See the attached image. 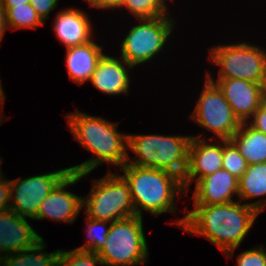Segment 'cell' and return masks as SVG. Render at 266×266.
<instances>
[{
	"mask_svg": "<svg viewBox=\"0 0 266 266\" xmlns=\"http://www.w3.org/2000/svg\"><path fill=\"white\" fill-rule=\"evenodd\" d=\"M239 179L225 169L202 178L195 184L192 195L194 205L226 204L238 198Z\"/></svg>",
	"mask_w": 266,
	"mask_h": 266,
	"instance_id": "obj_16",
	"label": "cell"
},
{
	"mask_svg": "<svg viewBox=\"0 0 266 266\" xmlns=\"http://www.w3.org/2000/svg\"><path fill=\"white\" fill-rule=\"evenodd\" d=\"M7 29L8 25H7L6 10L4 8V5L2 4V1L0 0V43Z\"/></svg>",
	"mask_w": 266,
	"mask_h": 266,
	"instance_id": "obj_32",
	"label": "cell"
},
{
	"mask_svg": "<svg viewBox=\"0 0 266 266\" xmlns=\"http://www.w3.org/2000/svg\"><path fill=\"white\" fill-rule=\"evenodd\" d=\"M4 117H5V116H3V115L1 116V114H0V124L3 123V122L5 121V120H4Z\"/></svg>",
	"mask_w": 266,
	"mask_h": 266,
	"instance_id": "obj_35",
	"label": "cell"
},
{
	"mask_svg": "<svg viewBox=\"0 0 266 266\" xmlns=\"http://www.w3.org/2000/svg\"><path fill=\"white\" fill-rule=\"evenodd\" d=\"M86 236L88 241H86L82 246L75 248L80 251H91L99 253L106 242L107 236L109 234V228L111 222L94 220L86 216ZM109 223V226L107 225Z\"/></svg>",
	"mask_w": 266,
	"mask_h": 266,
	"instance_id": "obj_24",
	"label": "cell"
},
{
	"mask_svg": "<svg viewBox=\"0 0 266 266\" xmlns=\"http://www.w3.org/2000/svg\"><path fill=\"white\" fill-rule=\"evenodd\" d=\"M202 92L191 113L192 119L205 131L212 132L210 139L230 140L242 122L235 115L219 87L205 76Z\"/></svg>",
	"mask_w": 266,
	"mask_h": 266,
	"instance_id": "obj_9",
	"label": "cell"
},
{
	"mask_svg": "<svg viewBox=\"0 0 266 266\" xmlns=\"http://www.w3.org/2000/svg\"><path fill=\"white\" fill-rule=\"evenodd\" d=\"M263 104L266 106V95L264 97Z\"/></svg>",
	"mask_w": 266,
	"mask_h": 266,
	"instance_id": "obj_37",
	"label": "cell"
},
{
	"mask_svg": "<svg viewBox=\"0 0 266 266\" xmlns=\"http://www.w3.org/2000/svg\"><path fill=\"white\" fill-rule=\"evenodd\" d=\"M222 91L225 99L241 122H247L263 104L266 87L239 78H217L206 75Z\"/></svg>",
	"mask_w": 266,
	"mask_h": 266,
	"instance_id": "obj_13",
	"label": "cell"
},
{
	"mask_svg": "<svg viewBox=\"0 0 266 266\" xmlns=\"http://www.w3.org/2000/svg\"><path fill=\"white\" fill-rule=\"evenodd\" d=\"M69 131L82 148L93 153L85 162L70 166V172L89 176L98 166L109 165L122 168L128 160V134L119 132L118 122H110L100 116H92L78 109L65 116Z\"/></svg>",
	"mask_w": 266,
	"mask_h": 266,
	"instance_id": "obj_2",
	"label": "cell"
},
{
	"mask_svg": "<svg viewBox=\"0 0 266 266\" xmlns=\"http://www.w3.org/2000/svg\"><path fill=\"white\" fill-rule=\"evenodd\" d=\"M5 10L8 28L13 31L22 28L37 29L45 24L30 3H24V5L14 6L13 8H5Z\"/></svg>",
	"mask_w": 266,
	"mask_h": 266,
	"instance_id": "obj_22",
	"label": "cell"
},
{
	"mask_svg": "<svg viewBox=\"0 0 266 266\" xmlns=\"http://www.w3.org/2000/svg\"><path fill=\"white\" fill-rule=\"evenodd\" d=\"M10 186L11 180L0 174V212L10 209Z\"/></svg>",
	"mask_w": 266,
	"mask_h": 266,
	"instance_id": "obj_29",
	"label": "cell"
},
{
	"mask_svg": "<svg viewBox=\"0 0 266 266\" xmlns=\"http://www.w3.org/2000/svg\"><path fill=\"white\" fill-rule=\"evenodd\" d=\"M120 170L124 172L120 175L129 184L135 215L143 218L142 210L153 216L177 213L175 198L186 195L181 177L164 169L135 166L129 163Z\"/></svg>",
	"mask_w": 266,
	"mask_h": 266,
	"instance_id": "obj_3",
	"label": "cell"
},
{
	"mask_svg": "<svg viewBox=\"0 0 266 266\" xmlns=\"http://www.w3.org/2000/svg\"><path fill=\"white\" fill-rule=\"evenodd\" d=\"M143 218L137 215L114 221L102 250L103 266H138L146 262L149 251Z\"/></svg>",
	"mask_w": 266,
	"mask_h": 266,
	"instance_id": "obj_6",
	"label": "cell"
},
{
	"mask_svg": "<svg viewBox=\"0 0 266 266\" xmlns=\"http://www.w3.org/2000/svg\"><path fill=\"white\" fill-rule=\"evenodd\" d=\"M89 7L104 9V10H115L120 9L121 2L119 0H85Z\"/></svg>",
	"mask_w": 266,
	"mask_h": 266,
	"instance_id": "obj_31",
	"label": "cell"
},
{
	"mask_svg": "<svg viewBox=\"0 0 266 266\" xmlns=\"http://www.w3.org/2000/svg\"><path fill=\"white\" fill-rule=\"evenodd\" d=\"M248 163L231 140H223L222 168L238 179L247 170Z\"/></svg>",
	"mask_w": 266,
	"mask_h": 266,
	"instance_id": "obj_25",
	"label": "cell"
},
{
	"mask_svg": "<svg viewBox=\"0 0 266 266\" xmlns=\"http://www.w3.org/2000/svg\"><path fill=\"white\" fill-rule=\"evenodd\" d=\"M247 123L264 134H266V106L262 104Z\"/></svg>",
	"mask_w": 266,
	"mask_h": 266,
	"instance_id": "obj_30",
	"label": "cell"
},
{
	"mask_svg": "<svg viewBox=\"0 0 266 266\" xmlns=\"http://www.w3.org/2000/svg\"><path fill=\"white\" fill-rule=\"evenodd\" d=\"M0 159H1V160H0V174H2L3 172H1V171H2V170H1V164H2L3 161H2V158H1V157H0Z\"/></svg>",
	"mask_w": 266,
	"mask_h": 266,
	"instance_id": "obj_36",
	"label": "cell"
},
{
	"mask_svg": "<svg viewBox=\"0 0 266 266\" xmlns=\"http://www.w3.org/2000/svg\"><path fill=\"white\" fill-rule=\"evenodd\" d=\"M237 266H266V249L263 245L242 251L236 258Z\"/></svg>",
	"mask_w": 266,
	"mask_h": 266,
	"instance_id": "obj_27",
	"label": "cell"
},
{
	"mask_svg": "<svg viewBox=\"0 0 266 266\" xmlns=\"http://www.w3.org/2000/svg\"><path fill=\"white\" fill-rule=\"evenodd\" d=\"M103 266L98 253L80 250H60L57 266Z\"/></svg>",
	"mask_w": 266,
	"mask_h": 266,
	"instance_id": "obj_26",
	"label": "cell"
},
{
	"mask_svg": "<svg viewBox=\"0 0 266 266\" xmlns=\"http://www.w3.org/2000/svg\"><path fill=\"white\" fill-rule=\"evenodd\" d=\"M4 8H13L14 6L24 5L30 3L29 0H1Z\"/></svg>",
	"mask_w": 266,
	"mask_h": 266,
	"instance_id": "obj_33",
	"label": "cell"
},
{
	"mask_svg": "<svg viewBox=\"0 0 266 266\" xmlns=\"http://www.w3.org/2000/svg\"><path fill=\"white\" fill-rule=\"evenodd\" d=\"M209 61L219 67L217 78H239L266 87V51L261 46L249 42L213 46Z\"/></svg>",
	"mask_w": 266,
	"mask_h": 266,
	"instance_id": "obj_8",
	"label": "cell"
},
{
	"mask_svg": "<svg viewBox=\"0 0 266 266\" xmlns=\"http://www.w3.org/2000/svg\"><path fill=\"white\" fill-rule=\"evenodd\" d=\"M70 169L11 180L10 209L23 218L35 219L41 202L69 174Z\"/></svg>",
	"mask_w": 266,
	"mask_h": 266,
	"instance_id": "obj_10",
	"label": "cell"
},
{
	"mask_svg": "<svg viewBox=\"0 0 266 266\" xmlns=\"http://www.w3.org/2000/svg\"><path fill=\"white\" fill-rule=\"evenodd\" d=\"M95 40L80 46L66 48V67L69 79L79 85L89 82L98 62L104 56L103 46Z\"/></svg>",
	"mask_w": 266,
	"mask_h": 266,
	"instance_id": "obj_18",
	"label": "cell"
},
{
	"mask_svg": "<svg viewBox=\"0 0 266 266\" xmlns=\"http://www.w3.org/2000/svg\"><path fill=\"white\" fill-rule=\"evenodd\" d=\"M168 0H123L120 8L128 10L136 19L168 15Z\"/></svg>",
	"mask_w": 266,
	"mask_h": 266,
	"instance_id": "obj_23",
	"label": "cell"
},
{
	"mask_svg": "<svg viewBox=\"0 0 266 266\" xmlns=\"http://www.w3.org/2000/svg\"><path fill=\"white\" fill-rule=\"evenodd\" d=\"M91 180V190L82 205L87 217L112 223L135 216L129 184L119 173L109 169L104 177Z\"/></svg>",
	"mask_w": 266,
	"mask_h": 266,
	"instance_id": "obj_5",
	"label": "cell"
},
{
	"mask_svg": "<svg viewBox=\"0 0 266 266\" xmlns=\"http://www.w3.org/2000/svg\"><path fill=\"white\" fill-rule=\"evenodd\" d=\"M201 135L192 136L188 148V167L182 179L186 192L195 181V184L202 178L222 169L223 140L208 141L207 137Z\"/></svg>",
	"mask_w": 266,
	"mask_h": 266,
	"instance_id": "obj_12",
	"label": "cell"
},
{
	"mask_svg": "<svg viewBox=\"0 0 266 266\" xmlns=\"http://www.w3.org/2000/svg\"><path fill=\"white\" fill-rule=\"evenodd\" d=\"M53 30L59 42L66 48L89 43L93 39V27L88 15L77 8L61 9L54 18Z\"/></svg>",
	"mask_w": 266,
	"mask_h": 266,
	"instance_id": "obj_17",
	"label": "cell"
},
{
	"mask_svg": "<svg viewBox=\"0 0 266 266\" xmlns=\"http://www.w3.org/2000/svg\"><path fill=\"white\" fill-rule=\"evenodd\" d=\"M193 207L191 211L186 208L184 217L175 220V225L186 233L208 239L227 259L233 256L260 214L241 201Z\"/></svg>",
	"mask_w": 266,
	"mask_h": 266,
	"instance_id": "obj_1",
	"label": "cell"
},
{
	"mask_svg": "<svg viewBox=\"0 0 266 266\" xmlns=\"http://www.w3.org/2000/svg\"><path fill=\"white\" fill-rule=\"evenodd\" d=\"M83 177L84 174L69 172L41 202L34 220L49 218L52 221L74 223L82 210L83 197L66 188L77 184Z\"/></svg>",
	"mask_w": 266,
	"mask_h": 266,
	"instance_id": "obj_11",
	"label": "cell"
},
{
	"mask_svg": "<svg viewBox=\"0 0 266 266\" xmlns=\"http://www.w3.org/2000/svg\"><path fill=\"white\" fill-rule=\"evenodd\" d=\"M5 93H4V90H3V87H2V84H1V78H0V105H2V107L4 106V103H5Z\"/></svg>",
	"mask_w": 266,
	"mask_h": 266,
	"instance_id": "obj_34",
	"label": "cell"
},
{
	"mask_svg": "<svg viewBox=\"0 0 266 266\" xmlns=\"http://www.w3.org/2000/svg\"><path fill=\"white\" fill-rule=\"evenodd\" d=\"M171 13L155 18L137 19L139 24L133 25L120 43V57L133 68L151 61L164 50L176 19Z\"/></svg>",
	"mask_w": 266,
	"mask_h": 266,
	"instance_id": "obj_7",
	"label": "cell"
},
{
	"mask_svg": "<svg viewBox=\"0 0 266 266\" xmlns=\"http://www.w3.org/2000/svg\"><path fill=\"white\" fill-rule=\"evenodd\" d=\"M41 239L26 218L11 209L0 212V258L30 248Z\"/></svg>",
	"mask_w": 266,
	"mask_h": 266,
	"instance_id": "obj_14",
	"label": "cell"
},
{
	"mask_svg": "<svg viewBox=\"0 0 266 266\" xmlns=\"http://www.w3.org/2000/svg\"><path fill=\"white\" fill-rule=\"evenodd\" d=\"M133 69L122 57L104 54L90 79L93 87L106 95L129 94L130 70Z\"/></svg>",
	"mask_w": 266,
	"mask_h": 266,
	"instance_id": "obj_15",
	"label": "cell"
},
{
	"mask_svg": "<svg viewBox=\"0 0 266 266\" xmlns=\"http://www.w3.org/2000/svg\"><path fill=\"white\" fill-rule=\"evenodd\" d=\"M192 135L128 134V148L136 154L127 163L164 169L183 179L188 167V148Z\"/></svg>",
	"mask_w": 266,
	"mask_h": 266,
	"instance_id": "obj_4",
	"label": "cell"
},
{
	"mask_svg": "<svg viewBox=\"0 0 266 266\" xmlns=\"http://www.w3.org/2000/svg\"><path fill=\"white\" fill-rule=\"evenodd\" d=\"M58 1L59 0H29L30 4L44 23L50 18V13L57 8Z\"/></svg>",
	"mask_w": 266,
	"mask_h": 266,
	"instance_id": "obj_28",
	"label": "cell"
},
{
	"mask_svg": "<svg viewBox=\"0 0 266 266\" xmlns=\"http://www.w3.org/2000/svg\"><path fill=\"white\" fill-rule=\"evenodd\" d=\"M46 242L42 238L34 246L0 258V266H57L60 249L44 253Z\"/></svg>",
	"mask_w": 266,
	"mask_h": 266,
	"instance_id": "obj_21",
	"label": "cell"
},
{
	"mask_svg": "<svg viewBox=\"0 0 266 266\" xmlns=\"http://www.w3.org/2000/svg\"><path fill=\"white\" fill-rule=\"evenodd\" d=\"M239 149L248 165L266 162V134L242 122L230 139Z\"/></svg>",
	"mask_w": 266,
	"mask_h": 266,
	"instance_id": "obj_20",
	"label": "cell"
},
{
	"mask_svg": "<svg viewBox=\"0 0 266 266\" xmlns=\"http://www.w3.org/2000/svg\"><path fill=\"white\" fill-rule=\"evenodd\" d=\"M266 162L248 165L245 173L239 178L238 200L255 208L259 213L266 207ZM261 199H260V198ZM256 200L251 202V199Z\"/></svg>",
	"mask_w": 266,
	"mask_h": 266,
	"instance_id": "obj_19",
	"label": "cell"
}]
</instances>
